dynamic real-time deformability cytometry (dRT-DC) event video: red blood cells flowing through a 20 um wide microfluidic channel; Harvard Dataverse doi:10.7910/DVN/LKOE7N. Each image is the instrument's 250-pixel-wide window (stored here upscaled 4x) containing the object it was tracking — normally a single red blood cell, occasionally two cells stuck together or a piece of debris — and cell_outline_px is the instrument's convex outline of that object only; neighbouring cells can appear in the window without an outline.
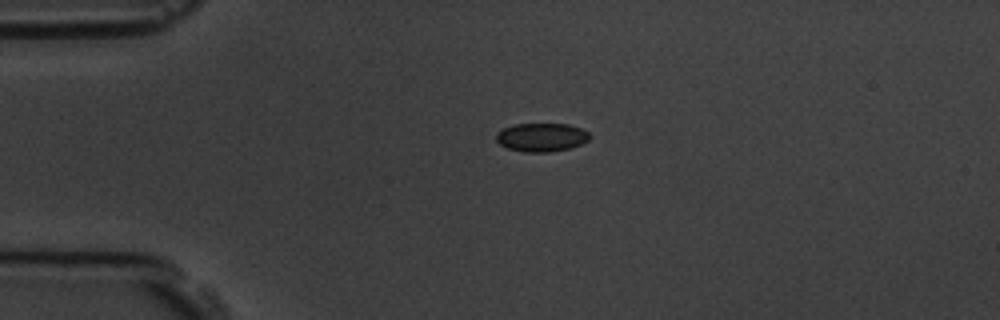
{"species": "common noctule bat (a hibernating species)", "species_latin": "Nyctalus noctula", "temperature_condition": "room temperature", "stored_images_in_passage": 2, "camera_frame_rate_fps": 3000, "um_per_image_px": 0.085, "animal": {"sex": "male", "body_mass_g": 19.5, "forearm_length_mm": 54.6}, "frame": {"image": 1, "passage_image": 1, "time_ms": 0.0, "image_size_px": [1000, 320], "cell_outline_px": [[592, 136], [588, 140], [572, 148], [552, 152], [524, 152], [508, 148], [500, 144], [496, 140], [496, 132], [504, 128], [516, 124], [568, 124], [580, 128], [588, 132]], "centroid_in_image_um": [46.04, 11.67], "position_along_channel_um": 39.0, "area_um2": 15.61}}